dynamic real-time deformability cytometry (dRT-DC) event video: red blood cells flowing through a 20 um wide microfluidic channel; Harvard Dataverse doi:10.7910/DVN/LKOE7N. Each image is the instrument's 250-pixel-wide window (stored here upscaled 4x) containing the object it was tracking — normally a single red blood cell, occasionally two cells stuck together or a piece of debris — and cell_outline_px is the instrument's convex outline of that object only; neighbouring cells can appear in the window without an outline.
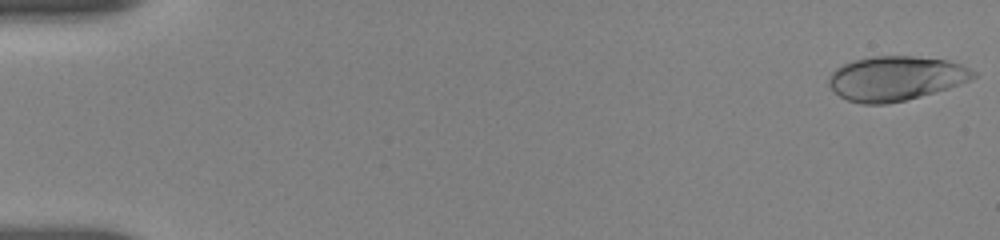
{"species": "human", "species_latin": "Homo sapiens", "temperature_condition": "room temperature", "stored_images_in_passage": 55, "camera_frame_rate_fps": 3000, "um_per_image_px": 0.085, "donor": {"sex": "female"}, "frame": {"image": 1, "passage_image": 1, "time_ms": 0.0, "image_size_px": [1000, 240], "cell_outline_px": [[976, 76], [960, 84], [948, 88], [920, 96], [888, 104], [860, 104], [848, 100], [840, 96], [828, 84], [828, 76], [836, 68], [844, 64], [856, 60], [872, 56], [912, 56], [948, 60], [960, 64], [976, 72]], "centroid_in_image_um": [76.12, 6.66], "position_along_channel_um": 8.9, "area_um2": 37.22}}
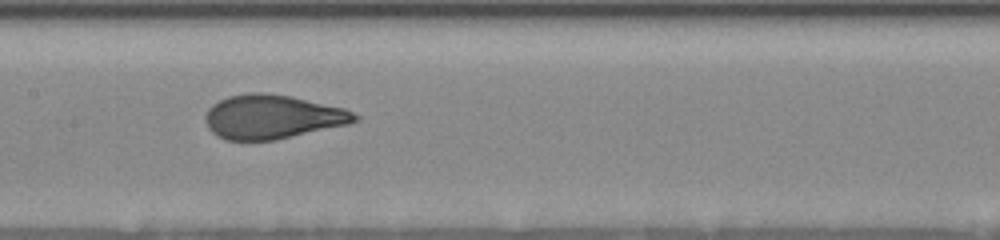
{"frame": {"image": 2, "passage_image": 28, "time_ms": 9.0, "image_size_px": [1000, 240], "cell_outline_px": [[360, 120], [348, 124], [276, 140], [224, 140], [216, 136], [208, 128], [204, 116], [208, 108], [212, 104], [228, 96], [248, 92], [264, 92], [292, 96], [344, 108], [360, 116]], "centroid_in_image_um": [23.13, 9.93], "position_along_channel_um": 184.3, "area_um2": 38.61}}
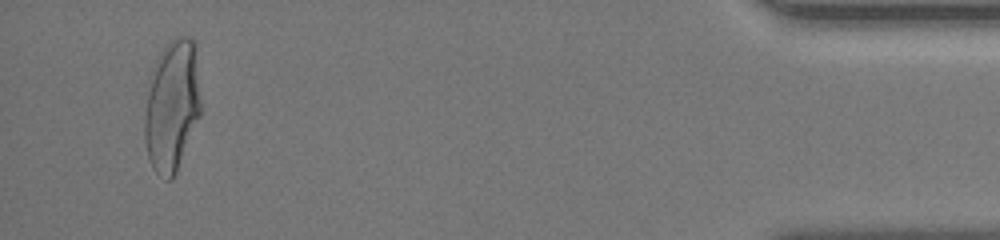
{"frame": {"image": 3, "passage_image": 53, "time_ms": 17.333, "image_size_px": [1000, 240], "cell_outline_px": [[200, 116], [176, 172], [172, 180], [168, 180], [156, 172], [152, 168], [148, 156], [144, 140], [144, 116], [148, 76], [156, 60], [164, 48], [176, 36], [192, 36], [196, 40], [200, 100]], "centroid_in_image_um": [14.61, 8.94], "position_along_channel_um": 420.6, "area_um2": 43.64}, "authors_computed_cell_mechanics": {"area_um2": 38.4948, "velocity_mm_per_s": 3.6447, "shape_relaxation_time_tau1_ms": 5.0969, "shape_relaxation_time_tau2_ms": null, "deformation_change_tau1": 0.1994, "deformation_change_tau2": null}}